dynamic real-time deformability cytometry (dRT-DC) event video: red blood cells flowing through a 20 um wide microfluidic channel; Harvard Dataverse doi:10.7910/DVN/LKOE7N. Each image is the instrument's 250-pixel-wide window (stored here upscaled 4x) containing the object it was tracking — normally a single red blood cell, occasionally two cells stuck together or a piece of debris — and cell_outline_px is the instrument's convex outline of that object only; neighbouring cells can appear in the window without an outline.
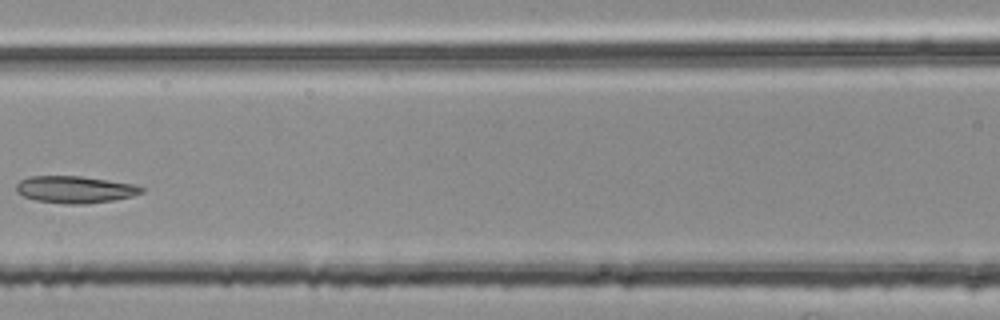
{"species": "common noctule bat (a hibernating species)", "species_latin": "Nyctalus noctula", "temperature_condition": "room temperature", "stored_images_in_passage": 7, "camera_frame_rate_fps": 3000, "um_per_image_px": 0.085, "animal": {"sex": "female", "body_mass_g": 25.1}, "frame": {"image": 1, "passage_image": 5, "time_ms": 1.333, "image_size_px": [1000, 320], "cell_outline_px": [[144, 192], [132, 196], [112, 200], [84, 204], [64, 204], [36, 200], [24, 196], [16, 192], [16, 184], [20, 180], [28, 176], [80, 176], [132, 184], [144, 188]], "centroid_in_image_um": [6.33, 16.11], "position_along_channel_um": 160.3, "area_um2": 19.59}}